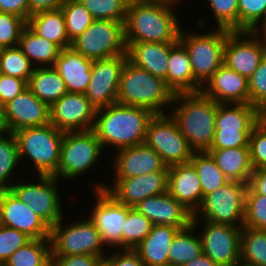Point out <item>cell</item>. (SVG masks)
<instances>
[{
  "label": "cell",
  "mask_w": 266,
  "mask_h": 266,
  "mask_svg": "<svg viewBox=\"0 0 266 266\" xmlns=\"http://www.w3.org/2000/svg\"><path fill=\"white\" fill-rule=\"evenodd\" d=\"M173 5L130 0L124 22L126 42H178L181 28Z\"/></svg>",
  "instance_id": "cell-1"
},
{
  "label": "cell",
  "mask_w": 266,
  "mask_h": 266,
  "mask_svg": "<svg viewBox=\"0 0 266 266\" xmlns=\"http://www.w3.org/2000/svg\"><path fill=\"white\" fill-rule=\"evenodd\" d=\"M154 115L145 108L114 103L96 111L97 120L92 130L102 147L107 144L117 149L135 146L145 142L147 126Z\"/></svg>",
  "instance_id": "cell-2"
},
{
  "label": "cell",
  "mask_w": 266,
  "mask_h": 266,
  "mask_svg": "<svg viewBox=\"0 0 266 266\" xmlns=\"http://www.w3.org/2000/svg\"><path fill=\"white\" fill-rule=\"evenodd\" d=\"M178 100L183 103L171 117L194 152L208 151L214 139L217 102L201 92L177 93L173 103Z\"/></svg>",
  "instance_id": "cell-3"
},
{
  "label": "cell",
  "mask_w": 266,
  "mask_h": 266,
  "mask_svg": "<svg viewBox=\"0 0 266 266\" xmlns=\"http://www.w3.org/2000/svg\"><path fill=\"white\" fill-rule=\"evenodd\" d=\"M174 95L164 79L126 61L120 76L117 103L164 114L162 106L173 103Z\"/></svg>",
  "instance_id": "cell-4"
},
{
  "label": "cell",
  "mask_w": 266,
  "mask_h": 266,
  "mask_svg": "<svg viewBox=\"0 0 266 266\" xmlns=\"http://www.w3.org/2000/svg\"><path fill=\"white\" fill-rule=\"evenodd\" d=\"M14 135L19 146L20 160L27 155L39 175H52L58 178L64 132L49 123L19 129Z\"/></svg>",
  "instance_id": "cell-5"
},
{
  "label": "cell",
  "mask_w": 266,
  "mask_h": 266,
  "mask_svg": "<svg viewBox=\"0 0 266 266\" xmlns=\"http://www.w3.org/2000/svg\"><path fill=\"white\" fill-rule=\"evenodd\" d=\"M228 105L232 108H227L225 103H217L215 133L210 149L249 147L251 131L263 117L253 105Z\"/></svg>",
  "instance_id": "cell-6"
},
{
  "label": "cell",
  "mask_w": 266,
  "mask_h": 266,
  "mask_svg": "<svg viewBox=\"0 0 266 266\" xmlns=\"http://www.w3.org/2000/svg\"><path fill=\"white\" fill-rule=\"evenodd\" d=\"M71 47L91 60L108 59L126 54L124 22L94 20L72 41Z\"/></svg>",
  "instance_id": "cell-7"
},
{
  "label": "cell",
  "mask_w": 266,
  "mask_h": 266,
  "mask_svg": "<svg viewBox=\"0 0 266 266\" xmlns=\"http://www.w3.org/2000/svg\"><path fill=\"white\" fill-rule=\"evenodd\" d=\"M229 32V30L217 28V31L209 34L189 33L184 36L180 31L179 42L187 50L194 78L201 85L206 83L223 65L224 46Z\"/></svg>",
  "instance_id": "cell-8"
},
{
  "label": "cell",
  "mask_w": 266,
  "mask_h": 266,
  "mask_svg": "<svg viewBox=\"0 0 266 266\" xmlns=\"http://www.w3.org/2000/svg\"><path fill=\"white\" fill-rule=\"evenodd\" d=\"M155 114L147 126L145 143L154 149L168 166L188 163L193 155L187 139L174 119Z\"/></svg>",
  "instance_id": "cell-9"
},
{
  "label": "cell",
  "mask_w": 266,
  "mask_h": 266,
  "mask_svg": "<svg viewBox=\"0 0 266 266\" xmlns=\"http://www.w3.org/2000/svg\"><path fill=\"white\" fill-rule=\"evenodd\" d=\"M247 189V183L228 181L206 194L197 209H201L205 221L238 227L235 223L239 220L243 227Z\"/></svg>",
  "instance_id": "cell-10"
},
{
  "label": "cell",
  "mask_w": 266,
  "mask_h": 266,
  "mask_svg": "<svg viewBox=\"0 0 266 266\" xmlns=\"http://www.w3.org/2000/svg\"><path fill=\"white\" fill-rule=\"evenodd\" d=\"M52 257L69 255L103 256V241L96 226L88 219L62 230V219L51 228Z\"/></svg>",
  "instance_id": "cell-11"
},
{
  "label": "cell",
  "mask_w": 266,
  "mask_h": 266,
  "mask_svg": "<svg viewBox=\"0 0 266 266\" xmlns=\"http://www.w3.org/2000/svg\"><path fill=\"white\" fill-rule=\"evenodd\" d=\"M103 147L93 130L64 132L58 178L71 179L95 165Z\"/></svg>",
  "instance_id": "cell-12"
},
{
  "label": "cell",
  "mask_w": 266,
  "mask_h": 266,
  "mask_svg": "<svg viewBox=\"0 0 266 266\" xmlns=\"http://www.w3.org/2000/svg\"><path fill=\"white\" fill-rule=\"evenodd\" d=\"M39 178L37 184L15 183L9 190L52 228L62 219L56 188L58 178L52 175H39Z\"/></svg>",
  "instance_id": "cell-13"
},
{
  "label": "cell",
  "mask_w": 266,
  "mask_h": 266,
  "mask_svg": "<svg viewBox=\"0 0 266 266\" xmlns=\"http://www.w3.org/2000/svg\"><path fill=\"white\" fill-rule=\"evenodd\" d=\"M127 60V54L93 60L85 95L97 110L117 103L120 76Z\"/></svg>",
  "instance_id": "cell-14"
},
{
  "label": "cell",
  "mask_w": 266,
  "mask_h": 266,
  "mask_svg": "<svg viewBox=\"0 0 266 266\" xmlns=\"http://www.w3.org/2000/svg\"><path fill=\"white\" fill-rule=\"evenodd\" d=\"M96 111L85 93L67 92L50 106V123L62 132L92 130Z\"/></svg>",
  "instance_id": "cell-15"
},
{
  "label": "cell",
  "mask_w": 266,
  "mask_h": 266,
  "mask_svg": "<svg viewBox=\"0 0 266 266\" xmlns=\"http://www.w3.org/2000/svg\"><path fill=\"white\" fill-rule=\"evenodd\" d=\"M258 32L230 31L226 37L223 64L246 78L255 72L266 54V44L260 42ZM242 35L251 38L241 40Z\"/></svg>",
  "instance_id": "cell-16"
},
{
  "label": "cell",
  "mask_w": 266,
  "mask_h": 266,
  "mask_svg": "<svg viewBox=\"0 0 266 266\" xmlns=\"http://www.w3.org/2000/svg\"><path fill=\"white\" fill-rule=\"evenodd\" d=\"M205 224L200 237L202 253L219 266L239 264L242 227L210 221H206Z\"/></svg>",
  "instance_id": "cell-17"
},
{
  "label": "cell",
  "mask_w": 266,
  "mask_h": 266,
  "mask_svg": "<svg viewBox=\"0 0 266 266\" xmlns=\"http://www.w3.org/2000/svg\"><path fill=\"white\" fill-rule=\"evenodd\" d=\"M168 171L161 170L132 178H116L114 188L97 185V189H105L118 202L135 207L142 200L168 191Z\"/></svg>",
  "instance_id": "cell-18"
},
{
  "label": "cell",
  "mask_w": 266,
  "mask_h": 266,
  "mask_svg": "<svg viewBox=\"0 0 266 266\" xmlns=\"http://www.w3.org/2000/svg\"><path fill=\"white\" fill-rule=\"evenodd\" d=\"M96 192L98 201L90 221L101 234L104 244L123 247V228L131 207L118 202L105 189H97Z\"/></svg>",
  "instance_id": "cell-19"
},
{
  "label": "cell",
  "mask_w": 266,
  "mask_h": 266,
  "mask_svg": "<svg viewBox=\"0 0 266 266\" xmlns=\"http://www.w3.org/2000/svg\"><path fill=\"white\" fill-rule=\"evenodd\" d=\"M0 224L31 239H50L51 228L9 189L0 190Z\"/></svg>",
  "instance_id": "cell-20"
},
{
  "label": "cell",
  "mask_w": 266,
  "mask_h": 266,
  "mask_svg": "<svg viewBox=\"0 0 266 266\" xmlns=\"http://www.w3.org/2000/svg\"><path fill=\"white\" fill-rule=\"evenodd\" d=\"M6 120L12 133L50 123V106L27 88L4 106Z\"/></svg>",
  "instance_id": "cell-21"
},
{
  "label": "cell",
  "mask_w": 266,
  "mask_h": 266,
  "mask_svg": "<svg viewBox=\"0 0 266 266\" xmlns=\"http://www.w3.org/2000/svg\"><path fill=\"white\" fill-rule=\"evenodd\" d=\"M135 208L153 225L164 224L185 229L192 224L193 220V213L168 191L142 200Z\"/></svg>",
  "instance_id": "cell-22"
},
{
  "label": "cell",
  "mask_w": 266,
  "mask_h": 266,
  "mask_svg": "<svg viewBox=\"0 0 266 266\" xmlns=\"http://www.w3.org/2000/svg\"><path fill=\"white\" fill-rule=\"evenodd\" d=\"M201 93L225 104H250L248 78L222 65L208 80ZM204 89V90H203Z\"/></svg>",
  "instance_id": "cell-23"
},
{
  "label": "cell",
  "mask_w": 266,
  "mask_h": 266,
  "mask_svg": "<svg viewBox=\"0 0 266 266\" xmlns=\"http://www.w3.org/2000/svg\"><path fill=\"white\" fill-rule=\"evenodd\" d=\"M115 165L116 178H132L169 170L161 156L145 142L119 149Z\"/></svg>",
  "instance_id": "cell-24"
},
{
  "label": "cell",
  "mask_w": 266,
  "mask_h": 266,
  "mask_svg": "<svg viewBox=\"0 0 266 266\" xmlns=\"http://www.w3.org/2000/svg\"><path fill=\"white\" fill-rule=\"evenodd\" d=\"M168 192L193 215H197V207L202 203L203 194L198 174L190 162L169 167Z\"/></svg>",
  "instance_id": "cell-25"
},
{
  "label": "cell",
  "mask_w": 266,
  "mask_h": 266,
  "mask_svg": "<svg viewBox=\"0 0 266 266\" xmlns=\"http://www.w3.org/2000/svg\"><path fill=\"white\" fill-rule=\"evenodd\" d=\"M175 43L126 42L128 61L166 82L170 48Z\"/></svg>",
  "instance_id": "cell-26"
},
{
  "label": "cell",
  "mask_w": 266,
  "mask_h": 266,
  "mask_svg": "<svg viewBox=\"0 0 266 266\" xmlns=\"http://www.w3.org/2000/svg\"><path fill=\"white\" fill-rule=\"evenodd\" d=\"M93 60L84 57L72 47L61 49L54 68L70 93H85L91 80Z\"/></svg>",
  "instance_id": "cell-27"
},
{
  "label": "cell",
  "mask_w": 266,
  "mask_h": 266,
  "mask_svg": "<svg viewBox=\"0 0 266 266\" xmlns=\"http://www.w3.org/2000/svg\"><path fill=\"white\" fill-rule=\"evenodd\" d=\"M180 230L172 225H153L150 233L134 251L145 266H168L170 246Z\"/></svg>",
  "instance_id": "cell-28"
},
{
  "label": "cell",
  "mask_w": 266,
  "mask_h": 266,
  "mask_svg": "<svg viewBox=\"0 0 266 266\" xmlns=\"http://www.w3.org/2000/svg\"><path fill=\"white\" fill-rule=\"evenodd\" d=\"M166 85L174 94L198 93L202 88L194 78L189 54L179 41L170 48Z\"/></svg>",
  "instance_id": "cell-29"
},
{
  "label": "cell",
  "mask_w": 266,
  "mask_h": 266,
  "mask_svg": "<svg viewBox=\"0 0 266 266\" xmlns=\"http://www.w3.org/2000/svg\"><path fill=\"white\" fill-rule=\"evenodd\" d=\"M218 168L230 181L249 184L253 168L250 162L249 147L209 149Z\"/></svg>",
  "instance_id": "cell-30"
},
{
  "label": "cell",
  "mask_w": 266,
  "mask_h": 266,
  "mask_svg": "<svg viewBox=\"0 0 266 266\" xmlns=\"http://www.w3.org/2000/svg\"><path fill=\"white\" fill-rule=\"evenodd\" d=\"M27 24L39 36L56 43L61 49L69 48L72 45L67 36L65 18L61 8L32 13Z\"/></svg>",
  "instance_id": "cell-31"
},
{
  "label": "cell",
  "mask_w": 266,
  "mask_h": 266,
  "mask_svg": "<svg viewBox=\"0 0 266 266\" xmlns=\"http://www.w3.org/2000/svg\"><path fill=\"white\" fill-rule=\"evenodd\" d=\"M28 88L49 106L68 92L58 71L52 66L47 67V65L42 66V68H34L28 82Z\"/></svg>",
  "instance_id": "cell-32"
},
{
  "label": "cell",
  "mask_w": 266,
  "mask_h": 266,
  "mask_svg": "<svg viewBox=\"0 0 266 266\" xmlns=\"http://www.w3.org/2000/svg\"><path fill=\"white\" fill-rule=\"evenodd\" d=\"M18 47L22 50L24 55L30 60L32 59L42 64H49L54 67L56 59L58 58L61 48L46 38L39 36L28 24L22 30Z\"/></svg>",
  "instance_id": "cell-33"
},
{
  "label": "cell",
  "mask_w": 266,
  "mask_h": 266,
  "mask_svg": "<svg viewBox=\"0 0 266 266\" xmlns=\"http://www.w3.org/2000/svg\"><path fill=\"white\" fill-rule=\"evenodd\" d=\"M197 218V215H193L192 224L181 229L173 239L169 250V265L183 266L202 254L200 236L193 237V233H191V230L196 228Z\"/></svg>",
  "instance_id": "cell-34"
},
{
  "label": "cell",
  "mask_w": 266,
  "mask_h": 266,
  "mask_svg": "<svg viewBox=\"0 0 266 266\" xmlns=\"http://www.w3.org/2000/svg\"><path fill=\"white\" fill-rule=\"evenodd\" d=\"M50 248V239H31L13 253L3 266H52Z\"/></svg>",
  "instance_id": "cell-35"
},
{
  "label": "cell",
  "mask_w": 266,
  "mask_h": 266,
  "mask_svg": "<svg viewBox=\"0 0 266 266\" xmlns=\"http://www.w3.org/2000/svg\"><path fill=\"white\" fill-rule=\"evenodd\" d=\"M189 162L194 166L198 174L203 197L230 181L218 168L214 158L207 151L193 152Z\"/></svg>",
  "instance_id": "cell-36"
},
{
  "label": "cell",
  "mask_w": 266,
  "mask_h": 266,
  "mask_svg": "<svg viewBox=\"0 0 266 266\" xmlns=\"http://www.w3.org/2000/svg\"><path fill=\"white\" fill-rule=\"evenodd\" d=\"M240 262L248 266H266V230L242 227Z\"/></svg>",
  "instance_id": "cell-37"
},
{
  "label": "cell",
  "mask_w": 266,
  "mask_h": 266,
  "mask_svg": "<svg viewBox=\"0 0 266 266\" xmlns=\"http://www.w3.org/2000/svg\"><path fill=\"white\" fill-rule=\"evenodd\" d=\"M60 8L65 18L67 36L71 42L94 21L91 13L79 0H65Z\"/></svg>",
  "instance_id": "cell-38"
},
{
  "label": "cell",
  "mask_w": 266,
  "mask_h": 266,
  "mask_svg": "<svg viewBox=\"0 0 266 266\" xmlns=\"http://www.w3.org/2000/svg\"><path fill=\"white\" fill-rule=\"evenodd\" d=\"M153 223L135 207L128 210L123 228V250H134L150 233Z\"/></svg>",
  "instance_id": "cell-39"
},
{
  "label": "cell",
  "mask_w": 266,
  "mask_h": 266,
  "mask_svg": "<svg viewBox=\"0 0 266 266\" xmlns=\"http://www.w3.org/2000/svg\"><path fill=\"white\" fill-rule=\"evenodd\" d=\"M33 71V65L18 46L0 48V73L29 82Z\"/></svg>",
  "instance_id": "cell-40"
},
{
  "label": "cell",
  "mask_w": 266,
  "mask_h": 266,
  "mask_svg": "<svg viewBox=\"0 0 266 266\" xmlns=\"http://www.w3.org/2000/svg\"><path fill=\"white\" fill-rule=\"evenodd\" d=\"M94 20L125 22L130 0H79Z\"/></svg>",
  "instance_id": "cell-41"
},
{
  "label": "cell",
  "mask_w": 266,
  "mask_h": 266,
  "mask_svg": "<svg viewBox=\"0 0 266 266\" xmlns=\"http://www.w3.org/2000/svg\"><path fill=\"white\" fill-rule=\"evenodd\" d=\"M20 161L19 146L14 133H9L8 138H0V190L9 189L7 178L11 176L13 169ZM7 184V185H6Z\"/></svg>",
  "instance_id": "cell-42"
},
{
  "label": "cell",
  "mask_w": 266,
  "mask_h": 266,
  "mask_svg": "<svg viewBox=\"0 0 266 266\" xmlns=\"http://www.w3.org/2000/svg\"><path fill=\"white\" fill-rule=\"evenodd\" d=\"M244 227L266 230V196L257 194L249 185L246 193Z\"/></svg>",
  "instance_id": "cell-43"
},
{
  "label": "cell",
  "mask_w": 266,
  "mask_h": 266,
  "mask_svg": "<svg viewBox=\"0 0 266 266\" xmlns=\"http://www.w3.org/2000/svg\"><path fill=\"white\" fill-rule=\"evenodd\" d=\"M266 16V0H238V31H257Z\"/></svg>",
  "instance_id": "cell-44"
},
{
  "label": "cell",
  "mask_w": 266,
  "mask_h": 266,
  "mask_svg": "<svg viewBox=\"0 0 266 266\" xmlns=\"http://www.w3.org/2000/svg\"><path fill=\"white\" fill-rule=\"evenodd\" d=\"M27 22L14 14L0 12V48L16 47Z\"/></svg>",
  "instance_id": "cell-45"
},
{
  "label": "cell",
  "mask_w": 266,
  "mask_h": 266,
  "mask_svg": "<svg viewBox=\"0 0 266 266\" xmlns=\"http://www.w3.org/2000/svg\"><path fill=\"white\" fill-rule=\"evenodd\" d=\"M249 153L253 170L266 169V119L263 117L251 131Z\"/></svg>",
  "instance_id": "cell-46"
},
{
  "label": "cell",
  "mask_w": 266,
  "mask_h": 266,
  "mask_svg": "<svg viewBox=\"0 0 266 266\" xmlns=\"http://www.w3.org/2000/svg\"><path fill=\"white\" fill-rule=\"evenodd\" d=\"M250 105L256 107L262 114L266 112V54L260 65L248 78Z\"/></svg>",
  "instance_id": "cell-47"
},
{
  "label": "cell",
  "mask_w": 266,
  "mask_h": 266,
  "mask_svg": "<svg viewBox=\"0 0 266 266\" xmlns=\"http://www.w3.org/2000/svg\"><path fill=\"white\" fill-rule=\"evenodd\" d=\"M218 29L238 31V0H208Z\"/></svg>",
  "instance_id": "cell-48"
},
{
  "label": "cell",
  "mask_w": 266,
  "mask_h": 266,
  "mask_svg": "<svg viewBox=\"0 0 266 266\" xmlns=\"http://www.w3.org/2000/svg\"><path fill=\"white\" fill-rule=\"evenodd\" d=\"M30 240L25 233L0 224V265Z\"/></svg>",
  "instance_id": "cell-49"
},
{
  "label": "cell",
  "mask_w": 266,
  "mask_h": 266,
  "mask_svg": "<svg viewBox=\"0 0 266 266\" xmlns=\"http://www.w3.org/2000/svg\"><path fill=\"white\" fill-rule=\"evenodd\" d=\"M28 88V82L0 73V106H5Z\"/></svg>",
  "instance_id": "cell-50"
},
{
  "label": "cell",
  "mask_w": 266,
  "mask_h": 266,
  "mask_svg": "<svg viewBox=\"0 0 266 266\" xmlns=\"http://www.w3.org/2000/svg\"><path fill=\"white\" fill-rule=\"evenodd\" d=\"M104 258L90 255L52 257V266H103Z\"/></svg>",
  "instance_id": "cell-51"
},
{
  "label": "cell",
  "mask_w": 266,
  "mask_h": 266,
  "mask_svg": "<svg viewBox=\"0 0 266 266\" xmlns=\"http://www.w3.org/2000/svg\"><path fill=\"white\" fill-rule=\"evenodd\" d=\"M103 266H145L139 255L134 250H124V253L104 257Z\"/></svg>",
  "instance_id": "cell-52"
},
{
  "label": "cell",
  "mask_w": 266,
  "mask_h": 266,
  "mask_svg": "<svg viewBox=\"0 0 266 266\" xmlns=\"http://www.w3.org/2000/svg\"><path fill=\"white\" fill-rule=\"evenodd\" d=\"M0 12L11 13L28 22L30 5L28 0H0Z\"/></svg>",
  "instance_id": "cell-53"
},
{
  "label": "cell",
  "mask_w": 266,
  "mask_h": 266,
  "mask_svg": "<svg viewBox=\"0 0 266 266\" xmlns=\"http://www.w3.org/2000/svg\"><path fill=\"white\" fill-rule=\"evenodd\" d=\"M257 194L266 196V169H255L248 184Z\"/></svg>",
  "instance_id": "cell-54"
},
{
  "label": "cell",
  "mask_w": 266,
  "mask_h": 266,
  "mask_svg": "<svg viewBox=\"0 0 266 266\" xmlns=\"http://www.w3.org/2000/svg\"><path fill=\"white\" fill-rule=\"evenodd\" d=\"M30 5V16L32 13L42 10L58 9L65 0H28Z\"/></svg>",
  "instance_id": "cell-55"
},
{
  "label": "cell",
  "mask_w": 266,
  "mask_h": 266,
  "mask_svg": "<svg viewBox=\"0 0 266 266\" xmlns=\"http://www.w3.org/2000/svg\"><path fill=\"white\" fill-rule=\"evenodd\" d=\"M183 266H219L218 264L211 261L208 256H206L204 253H202L200 256H198L193 261L188 262L187 264Z\"/></svg>",
  "instance_id": "cell-56"
},
{
  "label": "cell",
  "mask_w": 266,
  "mask_h": 266,
  "mask_svg": "<svg viewBox=\"0 0 266 266\" xmlns=\"http://www.w3.org/2000/svg\"><path fill=\"white\" fill-rule=\"evenodd\" d=\"M5 132L12 133L9 129V126L6 120L5 109L3 106H0V138L4 137L3 134H6Z\"/></svg>",
  "instance_id": "cell-57"
},
{
  "label": "cell",
  "mask_w": 266,
  "mask_h": 266,
  "mask_svg": "<svg viewBox=\"0 0 266 266\" xmlns=\"http://www.w3.org/2000/svg\"><path fill=\"white\" fill-rule=\"evenodd\" d=\"M142 1H151V2H161V3H166L170 5H174L173 3L178 0H142Z\"/></svg>",
  "instance_id": "cell-58"
},
{
  "label": "cell",
  "mask_w": 266,
  "mask_h": 266,
  "mask_svg": "<svg viewBox=\"0 0 266 266\" xmlns=\"http://www.w3.org/2000/svg\"><path fill=\"white\" fill-rule=\"evenodd\" d=\"M263 20V22L264 23H262V28H263V30H262V32H263V40H265L264 42H266V16L262 19ZM266 44V43H265Z\"/></svg>",
  "instance_id": "cell-59"
},
{
  "label": "cell",
  "mask_w": 266,
  "mask_h": 266,
  "mask_svg": "<svg viewBox=\"0 0 266 266\" xmlns=\"http://www.w3.org/2000/svg\"><path fill=\"white\" fill-rule=\"evenodd\" d=\"M233 266H248V265H244V264L239 263V264H236V265H233Z\"/></svg>",
  "instance_id": "cell-60"
},
{
  "label": "cell",
  "mask_w": 266,
  "mask_h": 266,
  "mask_svg": "<svg viewBox=\"0 0 266 266\" xmlns=\"http://www.w3.org/2000/svg\"><path fill=\"white\" fill-rule=\"evenodd\" d=\"M263 118H265V119H266V112L263 114Z\"/></svg>",
  "instance_id": "cell-61"
}]
</instances>
